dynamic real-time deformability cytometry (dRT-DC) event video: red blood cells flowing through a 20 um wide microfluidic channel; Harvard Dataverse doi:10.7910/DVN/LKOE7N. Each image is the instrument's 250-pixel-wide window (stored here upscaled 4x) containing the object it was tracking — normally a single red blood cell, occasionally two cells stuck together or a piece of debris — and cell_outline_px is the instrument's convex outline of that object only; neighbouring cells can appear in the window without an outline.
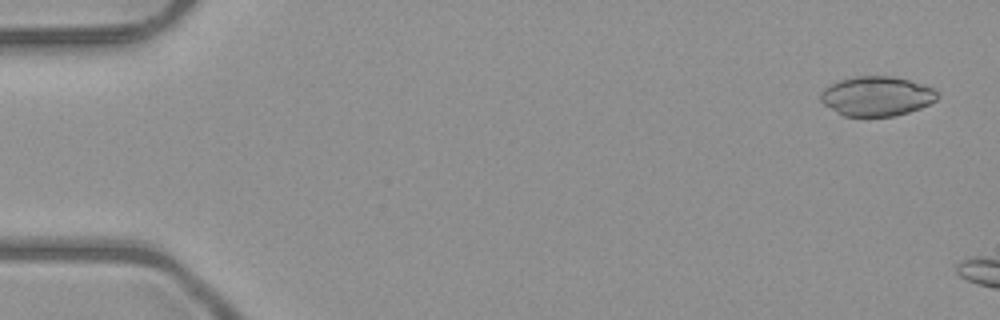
{"species": "common noctule bat (a hibernating species)", "species_latin": "Nyctalus noctula", "temperature_condition": "room temperature", "stored_images_in_passage": 6, "camera_frame_rate_fps": 3000, "um_per_image_px": 0.085, "animal": {"sex": "male", "body_mass_g": 23.1, "forearm_length_mm": 52.7}, "frame": {"image": 1, "passage_image": 2, "time_ms": 0.333, "image_size_px": [1000, 320], "cell_outline_px": [[940, 96], [936, 100], [920, 108], [896, 116], [844, 116], [836, 112], [824, 104], [820, 100], [820, 92], [824, 88], [840, 80], [856, 76], [892, 76], [924, 84], [936, 88], [940, 92]], "centroid_in_image_um": [74.56, 8.17], "position_along_channel_um": 10.4, "area_um2": 27.11}}